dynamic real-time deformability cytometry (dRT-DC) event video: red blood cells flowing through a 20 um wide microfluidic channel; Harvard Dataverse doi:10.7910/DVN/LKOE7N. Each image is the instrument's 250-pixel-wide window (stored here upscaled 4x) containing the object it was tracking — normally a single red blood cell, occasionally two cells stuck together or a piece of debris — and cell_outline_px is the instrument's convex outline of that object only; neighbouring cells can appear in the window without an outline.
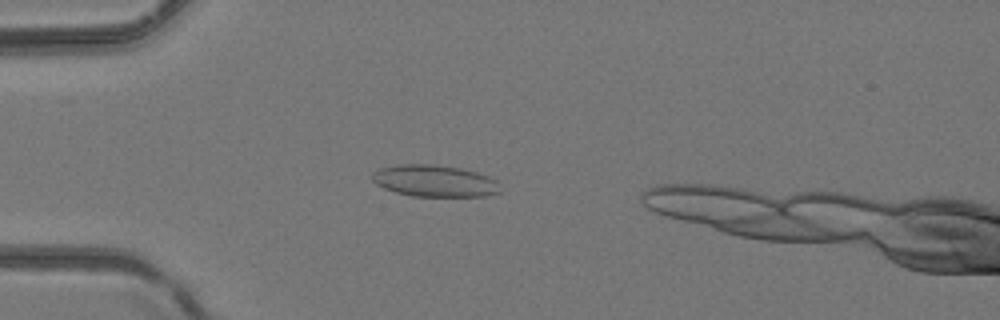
{"species": "common noctule bat (a hibernating species)", "species_latin": "Nyctalus noctula", "temperature_condition": "room temperature", "stored_images_in_passage": 1, "camera_frame_rate_fps": 3000, "um_per_image_px": 0.085, "animal": {"sex": "female", "body_mass_g": 24.6, "forearm_length_mm": 56.2}, "frame": {"image": 1, "passage_image": 1, "time_ms": 0.0, "image_size_px": [1000, 320], "cell_outline_px": [[500, 192], [488, 196], [412, 196], [396, 192], [384, 188], [376, 184], [372, 180], [372, 172], [380, 168], [396, 164], [436, 164], [460, 168], [476, 172], [488, 176], [496, 180]], "centroid_in_image_um": [36.91, 15.37], "position_along_channel_um": 48.1, "area_um2": 23.76}}